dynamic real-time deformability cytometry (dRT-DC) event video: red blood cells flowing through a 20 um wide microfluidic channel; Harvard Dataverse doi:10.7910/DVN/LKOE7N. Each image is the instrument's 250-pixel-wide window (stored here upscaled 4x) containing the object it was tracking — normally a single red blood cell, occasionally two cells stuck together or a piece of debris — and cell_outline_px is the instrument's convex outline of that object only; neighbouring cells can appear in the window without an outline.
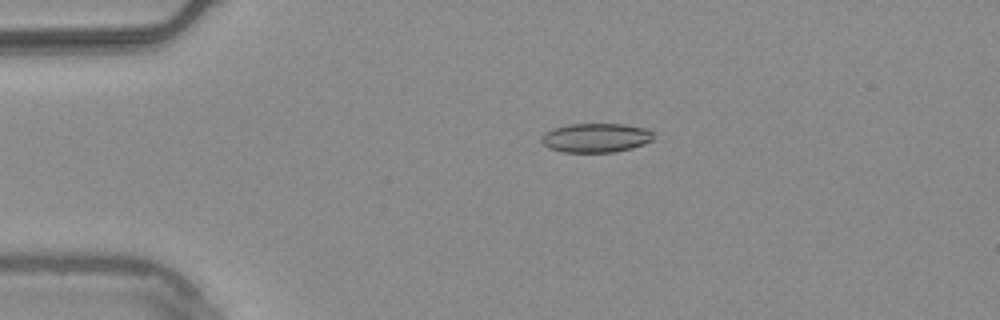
{"species": "common noctule bat (a hibernating species)", "species_latin": "Nyctalus noctula", "temperature_condition": "warm", "stored_images_in_passage": 49, "camera_frame_rate_fps": 3000, "um_per_image_px": 0.085, "animal": {"sex": "male", "body_mass_g": 20.4}, "frame": {"image": 1, "passage_image": 7, "time_ms": 2.0, "image_size_px": [1000, 320], "cell_outline_px": [[652, 140], [644, 144], [632, 148], [616, 152], [564, 152], [548, 148], [540, 140], [540, 136], [544, 132], [552, 128], [568, 124], [624, 124], [648, 128], [652, 132]], "centroid_in_image_um": [50.62, 11.71], "position_along_channel_um": 34.4, "area_um2": 19.25}}
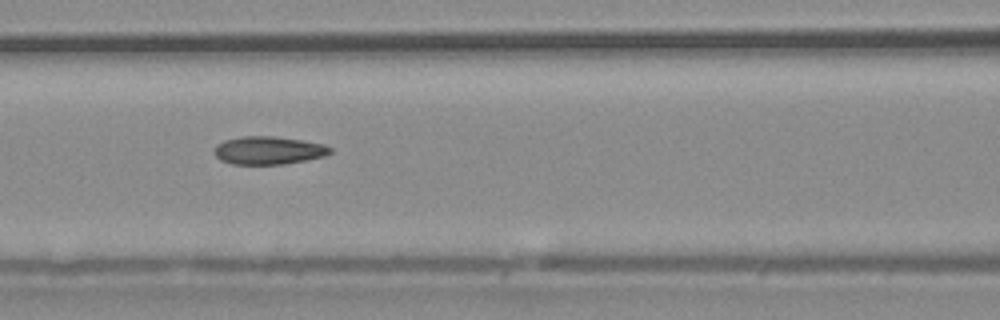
{"frame": {"image": 2, "passage_image": 19, "time_ms": 6.0, "image_size_px": [1000, 320], "cell_outline_px": [[332, 152], [324, 156], [284, 164], [232, 164], [220, 160], [216, 156], [216, 144], [224, 140], [240, 136], [272, 136], [300, 140], [324, 144], [332, 148]], "centroid_in_image_um": [22.81, 12.78], "position_along_channel_um": 143.8, "area_um2": 18.79}}
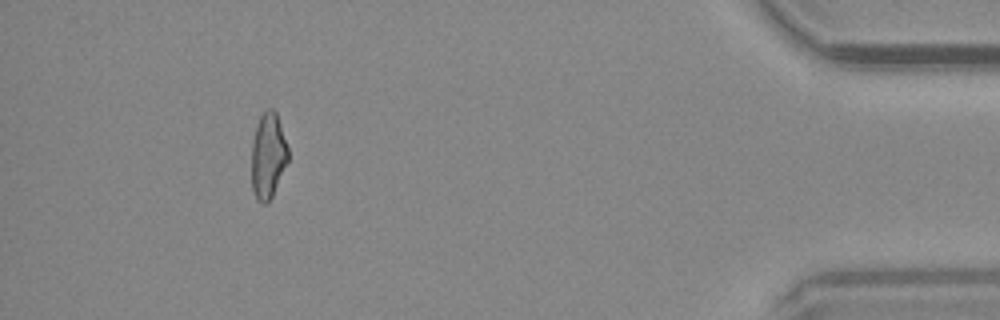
{"frame": {"image": 3, "passage_image": 45, "time_ms": 14.667, "image_size_px": [1000, 320], "cell_outline_px": [[288, 160], [272, 196], [264, 204], [260, 204], [256, 200], [252, 192], [252, 140], [256, 124], [260, 116], [268, 108], [272, 108], [276, 112], [288, 148]], "centroid_in_image_um": [22.76, 13.24], "position_along_channel_um": 412.4, "area_um2": 18.21}, "authors_computed_cell_mechanics": {"area_um2": 18.8428, "velocity_mm_per_s": 3.7929, "shape_relaxation_time_tau1_ms": null, "shape_relaxation_time_tau2_ms": 2.2861, "deformation_change_tau1": null, "deformation_change_tau2": 0.0902}}